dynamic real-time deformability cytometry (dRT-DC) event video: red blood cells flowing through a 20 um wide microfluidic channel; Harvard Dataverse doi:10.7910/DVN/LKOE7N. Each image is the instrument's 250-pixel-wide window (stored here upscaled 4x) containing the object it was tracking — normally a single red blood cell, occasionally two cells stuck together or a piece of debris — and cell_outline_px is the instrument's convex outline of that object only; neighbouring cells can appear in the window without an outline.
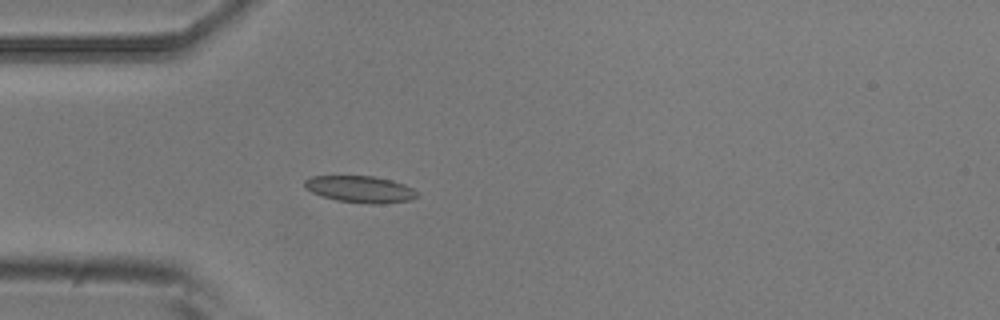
{"species": "common noctule bat (a hibernating species)", "species_latin": "Nyctalus noctula", "temperature_condition": "room temperature", "stored_images_in_passage": 5, "camera_frame_rate_fps": 3000, "um_per_image_px": 0.085, "animal": {"sex": "male", "body_mass_g": 20.5, "forearm_length_mm": 52.5}, "frame": {"image": 1, "passage_image": 5, "time_ms": 1.333, "image_size_px": [1000, 320], "cell_outline_px": [[420, 192], [416, 196], [408, 200], [380, 204], [368, 204], [336, 200], [320, 196], [304, 188], [304, 180], [308, 176], [372, 176], [392, 180], [404, 184]], "centroid_in_image_um": [30.58, 16.08], "position_along_channel_um": 54.4, "area_um2": 17.63}}